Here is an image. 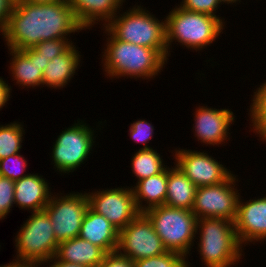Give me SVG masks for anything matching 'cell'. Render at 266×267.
I'll return each instance as SVG.
<instances>
[{
  "instance_id": "obj_26",
  "label": "cell",
  "mask_w": 266,
  "mask_h": 267,
  "mask_svg": "<svg viewBox=\"0 0 266 267\" xmlns=\"http://www.w3.org/2000/svg\"><path fill=\"white\" fill-rule=\"evenodd\" d=\"M134 267H191L182 254L167 251L161 255L139 259L133 262Z\"/></svg>"
},
{
  "instance_id": "obj_21",
  "label": "cell",
  "mask_w": 266,
  "mask_h": 267,
  "mask_svg": "<svg viewBox=\"0 0 266 267\" xmlns=\"http://www.w3.org/2000/svg\"><path fill=\"white\" fill-rule=\"evenodd\" d=\"M106 254L102 248L78 236L59 242L55 256L61 261L99 267Z\"/></svg>"
},
{
  "instance_id": "obj_7",
  "label": "cell",
  "mask_w": 266,
  "mask_h": 267,
  "mask_svg": "<svg viewBox=\"0 0 266 267\" xmlns=\"http://www.w3.org/2000/svg\"><path fill=\"white\" fill-rule=\"evenodd\" d=\"M74 122L59 133L51 148V164H54L53 168L61 176L77 171V168L86 163L88 156L93 154L94 145L96 146V130L101 131L100 124H105L99 121L97 128H92L94 126H90L85 120L78 119L77 123Z\"/></svg>"
},
{
  "instance_id": "obj_13",
  "label": "cell",
  "mask_w": 266,
  "mask_h": 267,
  "mask_svg": "<svg viewBox=\"0 0 266 267\" xmlns=\"http://www.w3.org/2000/svg\"><path fill=\"white\" fill-rule=\"evenodd\" d=\"M187 148H175L169 152L173 162L196 187L217 185L226 181L234 172L210 153Z\"/></svg>"
},
{
  "instance_id": "obj_30",
  "label": "cell",
  "mask_w": 266,
  "mask_h": 267,
  "mask_svg": "<svg viewBox=\"0 0 266 267\" xmlns=\"http://www.w3.org/2000/svg\"><path fill=\"white\" fill-rule=\"evenodd\" d=\"M154 130L155 128L150 121L138 119L130 124L128 134L135 143H143L140 149H152L148 142L150 143V140L153 138Z\"/></svg>"
},
{
  "instance_id": "obj_33",
  "label": "cell",
  "mask_w": 266,
  "mask_h": 267,
  "mask_svg": "<svg viewBox=\"0 0 266 267\" xmlns=\"http://www.w3.org/2000/svg\"><path fill=\"white\" fill-rule=\"evenodd\" d=\"M99 267H134L129 257L122 256L117 251L107 253Z\"/></svg>"
},
{
  "instance_id": "obj_25",
  "label": "cell",
  "mask_w": 266,
  "mask_h": 267,
  "mask_svg": "<svg viewBox=\"0 0 266 267\" xmlns=\"http://www.w3.org/2000/svg\"><path fill=\"white\" fill-rule=\"evenodd\" d=\"M23 122L0 123V160L19 154L25 135Z\"/></svg>"
},
{
  "instance_id": "obj_1",
  "label": "cell",
  "mask_w": 266,
  "mask_h": 267,
  "mask_svg": "<svg viewBox=\"0 0 266 267\" xmlns=\"http://www.w3.org/2000/svg\"><path fill=\"white\" fill-rule=\"evenodd\" d=\"M82 30L85 31L67 0L49 3L16 0L7 27L0 35L7 48L24 50L41 41L70 39L71 34Z\"/></svg>"
},
{
  "instance_id": "obj_20",
  "label": "cell",
  "mask_w": 266,
  "mask_h": 267,
  "mask_svg": "<svg viewBox=\"0 0 266 267\" xmlns=\"http://www.w3.org/2000/svg\"><path fill=\"white\" fill-rule=\"evenodd\" d=\"M119 231L103 216L87 209L79 237L102 248L106 253H112L118 247Z\"/></svg>"
},
{
  "instance_id": "obj_6",
  "label": "cell",
  "mask_w": 266,
  "mask_h": 267,
  "mask_svg": "<svg viewBox=\"0 0 266 267\" xmlns=\"http://www.w3.org/2000/svg\"><path fill=\"white\" fill-rule=\"evenodd\" d=\"M144 214L152 222L167 251L180 253L189 260L196 242V215L191 210L165 204L150 208Z\"/></svg>"
},
{
  "instance_id": "obj_28",
  "label": "cell",
  "mask_w": 266,
  "mask_h": 267,
  "mask_svg": "<svg viewBox=\"0 0 266 267\" xmlns=\"http://www.w3.org/2000/svg\"><path fill=\"white\" fill-rule=\"evenodd\" d=\"M28 166L26 158L19 154L8 156L0 160V176L16 181L29 173L25 174Z\"/></svg>"
},
{
  "instance_id": "obj_38",
  "label": "cell",
  "mask_w": 266,
  "mask_h": 267,
  "mask_svg": "<svg viewBox=\"0 0 266 267\" xmlns=\"http://www.w3.org/2000/svg\"><path fill=\"white\" fill-rule=\"evenodd\" d=\"M0 248H1V245H0ZM0 267H34V265L26 261H22L20 259L14 258L12 262H9L4 265H0Z\"/></svg>"
},
{
  "instance_id": "obj_35",
  "label": "cell",
  "mask_w": 266,
  "mask_h": 267,
  "mask_svg": "<svg viewBox=\"0 0 266 267\" xmlns=\"http://www.w3.org/2000/svg\"><path fill=\"white\" fill-rule=\"evenodd\" d=\"M8 80L6 81L2 76H0V111L4 106L8 104L9 99L11 98L12 86L8 85Z\"/></svg>"
},
{
  "instance_id": "obj_41",
  "label": "cell",
  "mask_w": 266,
  "mask_h": 267,
  "mask_svg": "<svg viewBox=\"0 0 266 267\" xmlns=\"http://www.w3.org/2000/svg\"><path fill=\"white\" fill-rule=\"evenodd\" d=\"M5 217H6V216L0 211V220L2 221V220H4V219H6Z\"/></svg>"
},
{
  "instance_id": "obj_31",
  "label": "cell",
  "mask_w": 266,
  "mask_h": 267,
  "mask_svg": "<svg viewBox=\"0 0 266 267\" xmlns=\"http://www.w3.org/2000/svg\"><path fill=\"white\" fill-rule=\"evenodd\" d=\"M179 6L188 11L218 17L225 25H227L224 16L221 18V15H216L218 9L221 7L219 0H181Z\"/></svg>"
},
{
  "instance_id": "obj_19",
  "label": "cell",
  "mask_w": 266,
  "mask_h": 267,
  "mask_svg": "<svg viewBox=\"0 0 266 267\" xmlns=\"http://www.w3.org/2000/svg\"><path fill=\"white\" fill-rule=\"evenodd\" d=\"M81 26L87 30L99 24L104 27L119 11L126 0H67ZM102 21V22H101Z\"/></svg>"
},
{
  "instance_id": "obj_22",
  "label": "cell",
  "mask_w": 266,
  "mask_h": 267,
  "mask_svg": "<svg viewBox=\"0 0 266 267\" xmlns=\"http://www.w3.org/2000/svg\"><path fill=\"white\" fill-rule=\"evenodd\" d=\"M167 180L168 166L161 173L140 180L131 186L137 208L141 213L150 208L165 204Z\"/></svg>"
},
{
  "instance_id": "obj_17",
  "label": "cell",
  "mask_w": 266,
  "mask_h": 267,
  "mask_svg": "<svg viewBox=\"0 0 266 267\" xmlns=\"http://www.w3.org/2000/svg\"><path fill=\"white\" fill-rule=\"evenodd\" d=\"M49 181L38 173H29L15 181L14 203L21 210L36 212L44 210L49 203L51 185Z\"/></svg>"
},
{
  "instance_id": "obj_18",
  "label": "cell",
  "mask_w": 266,
  "mask_h": 267,
  "mask_svg": "<svg viewBox=\"0 0 266 267\" xmlns=\"http://www.w3.org/2000/svg\"><path fill=\"white\" fill-rule=\"evenodd\" d=\"M72 44L62 55L54 57L48 62L42 74V88H65L77 74L81 61V52Z\"/></svg>"
},
{
  "instance_id": "obj_10",
  "label": "cell",
  "mask_w": 266,
  "mask_h": 267,
  "mask_svg": "<svg viewBox=\"0 0 266 267\" xmlns=\"http://www.w3.org/2000/svg\"><path fill=\"white\" fill-rule=\"evenodd\" d=\"M237 176L233 173L220 184L197 187L191 210L197 219L212 217L234 222L241 195L237 187L240 182Z\"/></svg>"
},
{
  "instance_id": "obj_15",
  "label": "cell",
  "mask_w": 266,
  "mask_h": 267,
  "mask_svg": "<svg viewBox=\"0 0 266 267\" xmlns=\"http://www.w3.org/2000/svg\"><path fill=\"white\" fill-rule=\"evenodd\" d=\"M243 200V196L240 195L234 220L240 244L245 247L251 243L266 242V196H258L246 202Z\"/></svg>"
},
{
  "instance_id": "obj_12",
  "label": "cell",
  "mask_w": 266,
  "mask_h": 267,
  "mask_svg": "<svg viewBox=\"0 0 266 267\" xmlns=\"http://www.w3.org/2000/svg\"><path fill=\"white\" fill-rule=\"evenodd\" d=\"M116 251L134 262L161 255L167 252V249L156 234L152 222L144 213H140L119 231Z\"/></svg>"
},
{
  "instance_id": "obj_36",
  "label": "cell",
  "mask_w": 266,
  "mask_h": 267,
  "mask_svg": "<svg viewBox=\"0 0 266 267\" xmlns=\"http://www.w3.org/2000/svg\"><path fill=\"white\" fill-rule=\"evenodd\" d=\"M43 265V266H42ZM46 265V266H45ZM86 267L81 264L69 263L59 260L56 256L45 262L38 263L34 267Z\"/></svg>"
},
{
  "instance_id": "obj_23",
  "label": "cell",
  "mask_w": 266,
  "mask_h": 267,
  "mask_svg": "<svg viewBox=\"0 0 266 267\" xmlns=\"http://www.w3.org/2000/svg\"><path fill=\"white\" fill-rule=\"evenodd\" d=\"M174 165H170L172 168L168 166L165 205L179 209L192 210L197 187L176 164Z\"/></svg>"
},
{
  "instance_id": "obj_29",
  "label": "cell",
  "mask_w": 266,
  "mask_h": 267,
  "mask_svg": "<svg viewBox=\"0 0 266 267\" xmlns=\"http://www.w3.org/2000/svg\"><path fill=\"white\" fill-rule=\"evenodd\" d=\"M72 44H76V42L74 43L72 39L61 38L41 41L32 48L41 54V57L50 61L54 57L62 55Z\"/></svg>"
},
{
  "instance_id": "obj_39",
  "label": "cell",
  "mask_w": 266,
  "mask_h": 267,
  "mask_svg": "<svg viewBox=\"0 0 266 267\" xmlns=\"http://www.w3.org/2000/svg\"><path fill=\"white\" fill-rule=\"evenodd\" d=\"M220 4H227L229 6L230 5H233L234 7V4L238 5V4H241V0H219Z\"/></svg>"
},
{
  "instance_id": "obj_34",
  "label": "cell",
  "mask_w": 266,
  "mask_h": 267,
  "mask_svg": "<svg viewBox=\"0 0 266 267\" xmlns=\"http://www.w3.org/2000/svg\"><path fill=\"white\" fill-rule=\"evenodd\" d=\"M16 0H0V33L2 34L8 24Z\"/></svg>"
},
{
  "instance_id": "obj_11",
  "label": "cell",
  "mask_w": 266,
  "mask_h": 267,
  "mask_svg": "<svg viewBox=\"0 0 266 267\" xmlns=\"http://www.w3.org/2000/svg\"><path fill=\"white\" fill-rule=\"evenodd\" d=\"M86 193L89 207L99 215H103L118 231L141 213L137 208L131 186L98 188Z\"/></svg>"
},
{
  "instance_id": "obj_2",
  "label": "cell",
  "mask_w": 266,
  "mask_h": 267,
  "mask_svg": "<svg viewBox=\"0 0 266 267\" xmlns=\"http://www.w3.org/2000/svg\"><path fill=\"white\" fill-rule=\"evenodd\" d=\"M106 40L102 54V71L112 79H154L165 69L168 60L156 49L139 46L116 39L105 27H101Z\"/></svg>"
},
{
  "instance_id": "obj_14",
  "label": "cell",
  "mask_w": 266,
  "mask_h": 267,
  "mask_svg": "<svg viewBox=\"0 0 266 267\" xmlns=\"http://www.w3.org/2000/svg\"><path fill=\"white\" fill-rule=\"evenodd\" d=\"M195 114V115H194ZM193 114V133L194 137L203 146L219 145L225 146L230 140L231 125L236 122V115L231 109L212 108L208 105H198ZM228 140V141H227ZM227 142V143H226Z\"/></svg>"
},
{
  "instance_id": "obj_4",
  "label": "cell",
  "mask_w": 266,
  "mask_h": 267,
  "mask_svg": "<svg viewBox=\"0 0 266 267\" xmlns=\"http://www.w3.org/2000/svg\"><path fill=\"white\" fill-rule=\"evenodd\" d=\"M196 235H199L196 236L197 254L205 267H233L242 262L244 247L238 240L233 221L199 218Z\"/></svg>"
},
{
  "instance_id": "obj_8",
  "label": "cell",
  "mask_w": 266,
  "mask_h": 267,
  "mask_svg": "<svg viewBox=\"0 0 266 267\" xmlns=\"http://www.w3.org/2000/svg\"><path fill=\"white\" fill-rule=\"evenodd\" d=\"M13 258L36 265L53 258L58 249L52 223L45 210L31 212L14 238Z\"/></svg>"
},
{
  "instance_id": "obj_27",
  "label": "cell",
  "mask_w": 266,
  "mask_h": 267,
  "mask_svg": "<svg viewBox=\"0 0 266 267\" xmlns=\"http://www.w3.org/2000/svg\"><path fill=\"white\" fill-rule=\"evenodd\" d=\"M259 87L254 89L253 96L251 98L250 106L247 110L249 117V128L253 131L265 118H266V80L264 83L258 85Z\"/></svg>"
},
{
  "instance_id": "obj_32",
  "label": "cell",
  "mask_w": 266,
  "mask_h": 267,
  "mask_svg": "<svg viewBox=\"0 0 266 267\" xmlns=\"http://www.w3.org/2000/svg\"><path fill=\"white\" fill-rule=\"evenodd\" d=\"M15 181L0 176V211L6 216L15 206L14 203Z\"/></svg>"
},
{
  "instance_id": "obj_24",
  "label": "cell",
  "mask_w": 266,
  "mask_h": 267,
  "mask_svg": "<svg viewBox=\"0 0 266 267\" xmlns=\"http://www.w3.org/2000/svg\"><path fill=\"white\" fill-rule=\"evenodd\" d=\"M131 157V171L136 176V182L146 179L150 176L161 173L167 163L163 160V156L155 149H139L136 150Z\"/></svg>"
},
{
  "instance_id": "obj_37",
  "label": "cell",
  "mask_w": 266,
  "mask_h": 267,
  "mask_svg": "<svg viewBox=\"0 0 266 267\" xmlns=\"http://www.w3.org/2000/svg\"><path fill=\"white\" fill-rule=\"evenodd\" d=\"M252 132L255 133L254 135L257 134L256 137L260 138H258L260 142L266 143V118Z\"/></svg>"
},
{
  "instance_id": "obj_5",
  "label": "cell",
  "mask_w": 266,
  "mask_h": 267,
  "mask_svg": "<svg viewBox=\"0 0 266 267\" xmlns=\"http://www.w3.org/2000/svg\"><path fill=\"white\" fill-rule=\"evenodd\" d=\"M118 13L104 26L116 39L158 50L168 60L166 19H158L141 4ZM121 12V13H120Z\"/></svg>"
},
{
  "instance_id": "obj_9",
  "label": "cell",
  "mask_w": 266,
  "mask_h": 267,
  "mask_svg": "<svg viewBox=\"0 0 266 267\" xmlns=\"http://www.w3.org/2000/svg\"><path fill=\"white\" fill-rule=\"evenodd\" d=\"M55 193H52L44 210L50 218L56 240L61 242L76 238L79 236L84 215L89 208L87 193L86 191Z\"/></svg>"
},
{
  "instance_id": "obj_16",
  "label": "cell",
  "mask_w": 266,
  "mask_h": 267,
  "mask_svg": "<svg viewBox=\"0 0 266 267\" xmlns=\"http://www.w3.org/2000/svg\"><path fill=\"white\" fill-rule=\"evenodd\" d=\"M9 56V75L15 81L14 85L24 89L35 88L42 86V74L49 60L41 57V54L33 48L17 50L8 48Z\"/></svg>"
},
{
  "instance_id": "obj_3",
  "label": "cell",
  "mask_w": 266,
  "mask_h": 267,
  "mask_svg": "<svg viewBox=\"0 0 266 267\" xmlns=\"http://www.w3.org/2000/svg\"><path fill=\"white\" fill-rule=\"evenodd\" d=\"M165 16L168 60L174 42L193 52H200L216 42L226 25L215 16L188 11L175 5ZM195 50V51H194Z\"/></svg>"
},
{
  "instance_id": "obj_40",
  "label": "cell",
  "mask_w": 266,
  "mask_h": 267,
  "mask_svg": "<svg viewBox=\"0 0 266 267\" xmlns=\"http://www.w3.org/2000/svg\"><path fill=\"white\" fill-rule=\"evenodd\" d=\"M30 3H49V2H56V1H62V0H20Z\"/></svg>"
}]
</instances>
